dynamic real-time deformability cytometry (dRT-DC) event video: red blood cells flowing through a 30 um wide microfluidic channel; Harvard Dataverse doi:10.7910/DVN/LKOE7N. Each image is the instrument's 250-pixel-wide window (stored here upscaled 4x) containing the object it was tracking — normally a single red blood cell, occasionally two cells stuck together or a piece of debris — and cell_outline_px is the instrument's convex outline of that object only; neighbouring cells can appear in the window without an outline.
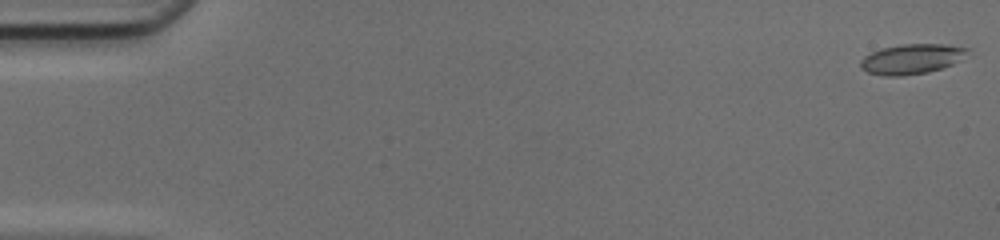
{"species": "common noctule bat (a hibernating species)", "species_latin": "Nyctalus noctula", "temperature_condition": "cold", "stored_images_in_passage": 50, "camera_frame_rate_fps": 3000, "um_per_image_px": 0.085, "animal": {"sex": "female", "body_mass_g": 17.0, "forearm_length_mm": 48.0}, "frame": {"image": 1, "passage_image": 1, "time_ms": 0.0, "image_size_px": [1000, 240], "cell_outline_px": [[972, 48], [960, 60], [952, 64], [928, 72], [904, 76], [884, 76], [868, 72], [860, 68], [860, 60], [864, 56], [880, 48], [900, 44], [944, 44]], "centroid_in_image_um": [77.48, 5.01], "position_along_channel_um": 7.5, "area_um2": 18.84}}
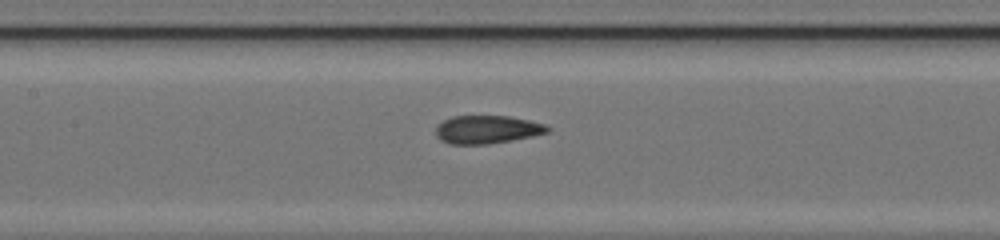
{"frame": {"image": 2, "passage_image": 24, "time_ms": 7.667, "image_size_px": [1000, 240], "cell_outline_px": [[552, 128], [548, 132], [532, 136], [512, 140], [488, 144], [448, 144], [440, 140], [436, 136], [436, 124], [452, 116], [508, 116], [528, 120], [544, 124]], "centroid_in_image_um": [41.37, 11.01], "position_along_channel_um": 166.0, "area_um2": 18.38}}
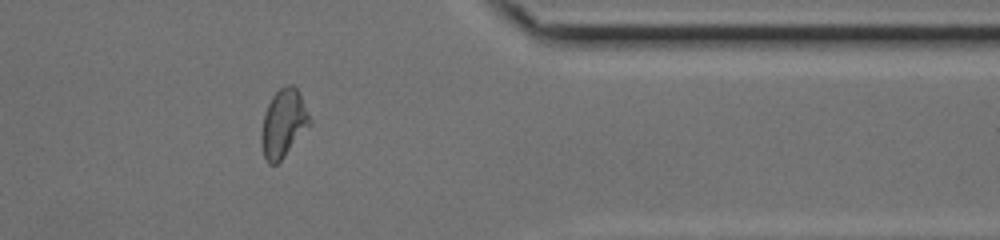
{"frame": {"image": 3, "passage_image": 41, "time_ms": 13.333, "image_size_px": [1000, 240], "cell_outline_px": [[312, 124], [284, 156], [276, 164], [268, 164], [264, 156], [260, 144], [260, 132], [264, 116], [268, 104], [272, 96], [284, 84], [292, 84], [300, 92], [312, 120]], "centroid_in_image_um": [24.1, 10.47], "position_along_channel_um": 387.3, "area_um2": 19.42}, "authors_computed_cell_mechanics": {"area_um2": 18.8139, "velocity_mm_per_s": 4.1932, "shape_relaxation_time_tau1_ms": null, "shape_relaxation_time_tau2_ms": 1.1189, "deformation_change_tau1": null, "deformation_change_tau2": 0.0721}}